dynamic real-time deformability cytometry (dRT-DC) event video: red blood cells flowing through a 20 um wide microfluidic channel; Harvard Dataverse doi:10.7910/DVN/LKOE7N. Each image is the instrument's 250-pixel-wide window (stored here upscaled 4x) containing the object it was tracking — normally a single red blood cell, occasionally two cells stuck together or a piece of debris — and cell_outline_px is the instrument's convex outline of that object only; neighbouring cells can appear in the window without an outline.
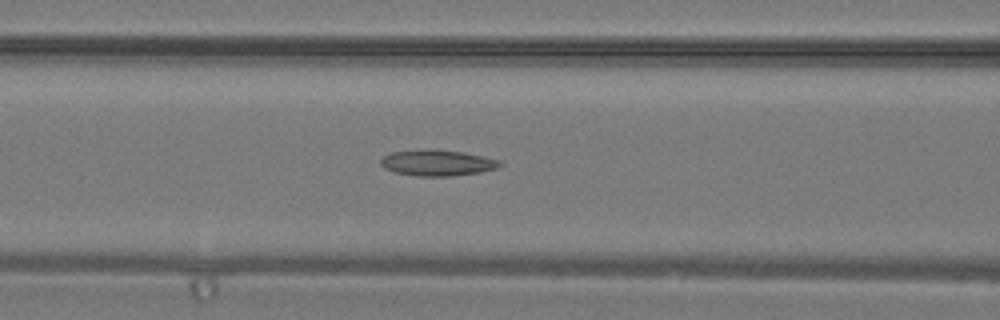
{"species": "common noctule bat (a hibernating species)", "species_latin": "Nyctalus noctula", "temperature_condition": "warm", "stored_images_in_passage": 23, "camera_frame_rate_fps": 3000, "um_per_image_px": 0.085, "animal": {"sex": "male", "body_mass_g": 19.2, "forearm_length_mm": 51.8}, "frame": {"image": 1, "passage_image": 6, "time_ms": 1.667, "image_size_px": [1000, 320], "cell_outline_px": [[504, 164], [496, 168], [480, 172], [452, 176], [416, 176], [392, 172], [384, 168], [380, 164], [380, 160], [384, 156], [392, 152], [428, 148], [464, 152], [484, 156], [500, 160]], "centroid_in_image_um": [37.16, 13.83], "position_along_channel_um": 129.4, "area_um2": 18.32}}
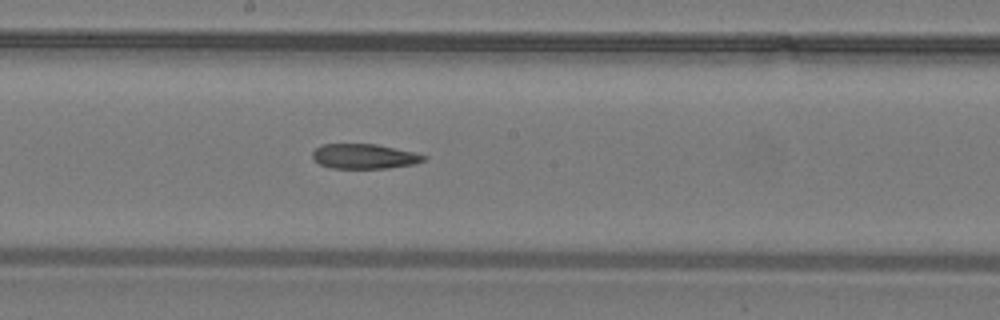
{"frame": {"image": 2, "passage_image": 11, "time_ms": 3.333, "image_size_px": [1000, 320], "cell_outline_px": [[428, 160], [416, 164], [388, 168], [332, 168], [320, 164], [312, 156], [312, 152], [320, 144], [376, 144], [412, 152], [428, 156]], "centroid_in_image_um": [31.0, 13.29], "position_along_channel_um": 217.2, "area_um2": 16.13}}
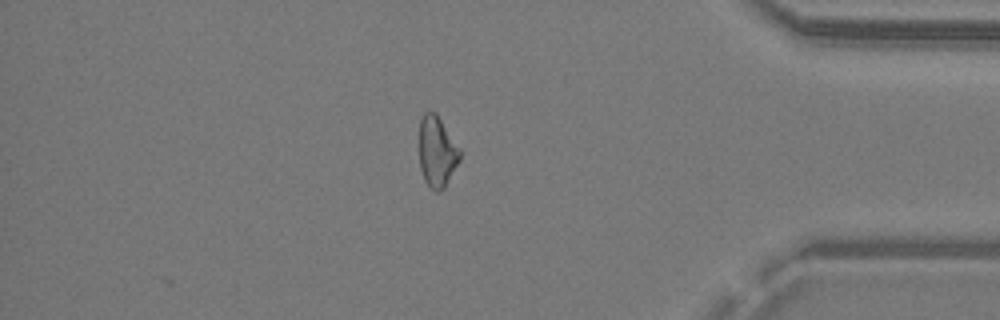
{"frame": {"image": 3, "passage_image": 23, "time_ms": 7.333, "image_size_px": [1000, 320], "cell_outline_px": [[460, 160], [444, 188], [440, 192], [436, 192], [424, 180], [420, 168], [420, 120], [424, 112], [436, 112], [460, 148]], "centroid_in_image_um": [37.15, 12.89], "position_along_channel_um": 398.0, "area_um2": 16.7}}